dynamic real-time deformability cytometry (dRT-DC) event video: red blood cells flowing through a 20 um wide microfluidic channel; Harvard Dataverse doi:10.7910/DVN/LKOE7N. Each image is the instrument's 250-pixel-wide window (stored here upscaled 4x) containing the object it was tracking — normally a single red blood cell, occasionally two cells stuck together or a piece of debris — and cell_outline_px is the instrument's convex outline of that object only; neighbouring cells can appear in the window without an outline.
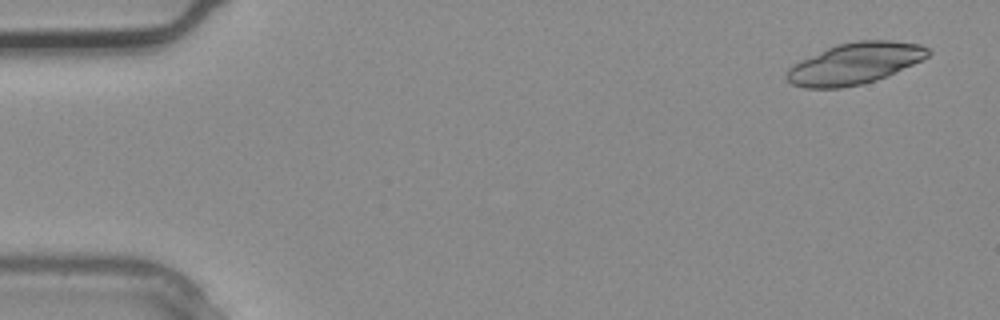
{"species": "common noctule bat (a hibernating species)", "species_latin": "Nyctalus noctula", "temperature_condition": "warm", "stored_images_in_passage": 3, "segment_of_instrument_passage": [1, 2], "camera_frame_rate_fps": 3000, "um_per_image_px": 0.085, "animal": {"sex": "male", "body_mass_g": 20.4}, "frame": {"image": 1, "passage_image": 1, "time_ms": 0.0, "image_size_px": [1000, 320], "cell_outline_px": [[932, 52], [928, 56], [912, 64], [876, 80], [860, 84], [840, 88], [804, 88], [792, 84], [784, 76], [788, 68], [792, 64], [800, 60], [836, 44], [856, 40], [892, 40], [920, 44], [928, 48]], "centroid_in_image_um": [72.62, 5.38], "position_along_channel_um": 12.4, "area_um2": 33.93}}